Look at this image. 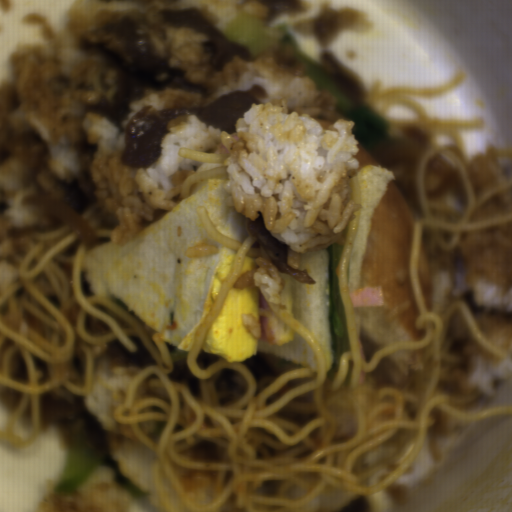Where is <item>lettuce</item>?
I'll use <instances>...</instances> for the list:
<instances>
[{
  "label": "lettuce",
  "mask_w": 512,
  "mask_h": 512,
  "mask_svg": "<svg viewBox=\"0 0 512 512\" xmlns=\"http://www.w3.org/2000/svg\"><path fill=\"white\" fill-rule=\"evenodd\" d=\"M325 257L332 344V363L327 368V375L334 380L336 371L344 356L351 351L343 300L336 270V266L341 258L340 243L330 249H325Z\"/></svg>",
  "instance_id": "1"
}]
</instances>
